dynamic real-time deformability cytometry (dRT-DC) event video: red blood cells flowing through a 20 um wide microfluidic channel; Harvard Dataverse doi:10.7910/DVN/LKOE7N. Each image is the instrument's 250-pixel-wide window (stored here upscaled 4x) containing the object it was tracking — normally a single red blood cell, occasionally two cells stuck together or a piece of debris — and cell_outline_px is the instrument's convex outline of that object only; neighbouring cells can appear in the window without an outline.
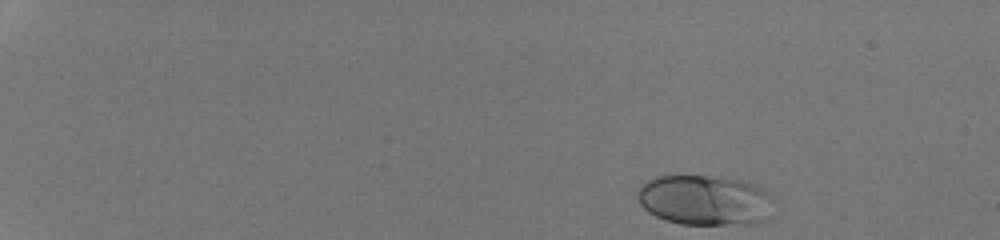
{"species": "human", "species_latin": "Homo sapiens", "temperature_condition": "room temperature", "stored_images_in_passage": 41, "camera_frame_rate_fps": 3000, "um_per_image_px": 0.085, "donor": {"sex": "male"}, "frame": {"image": 1, "passage_image": 1, "time_ms": 0.0, "image_size_px": [1000, 240], "cell_outline_px": [[772, 200], [764, 220], [752, 224], [680, 224], [656, 216], [648, 212], [640, 204], [636, 196], [636, 192], [640, 184], [656, 176], [720, 176], [748, 180], [768, 192], [772, 196]], "centroid_in_image_um": [59.88, 16.99], "position_along_channel_um": 25.1, "area_um2": 40.11}}
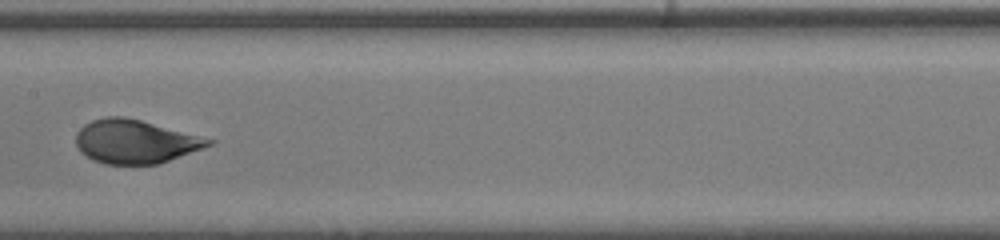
{"frame": {"image": 2, "passage_image": 24, "time_ms": 7.667, "image_size_px": [1000, 240], "cell_outline_px": [[216, 140], [212, 144], [160, 164], [104, 164], [92, 160], [80, 152], [76, 144], [76, 132], [84, 124], [92, 120], [104, 116], [124, 116], [140, 120]], "centroid_in_image_um": [11.45, 12.03], "position_along_channel_um": 196.0, "area_um2": 33.7}}
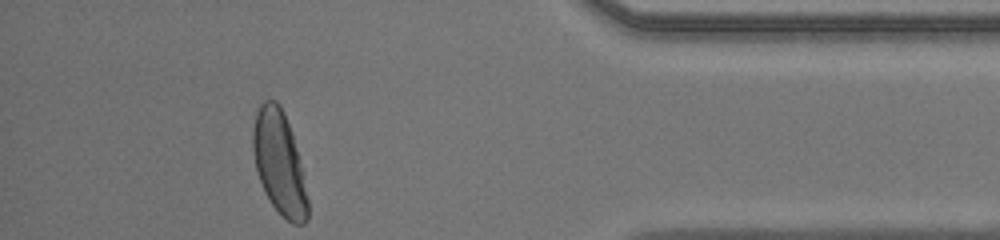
{"frame": {"image": 3, "passage_image": 41, "time_ms": 13.333, "image_size_px": [1000, 240], "cell_outline_px": [[308, 220], [304, 224], [292, 224], [272, 204], [264, 192], [256, 168], [252, 148], [252, 132], [256, 112], [260, 104], [264, 100], [276, 100], [280, 104], [284, 112], [292, 132], [304, 172], [308, 200]], "centroid_in_image_um": [23.76, 13.82], "position_along_channel_um": 411.4, "area_um2": 33.23}, "authors_computed_cell_mechanics": {"area_um2": 34.5066, "velocity_mm_per_s": 4.2637, "shape_relaxation_time_tau1_ms": 3.0983, "shape_relaxation_time_tau2_ms": null, "deformation_change_tau1": 0.1702, "deformation_change_tau2": null}}